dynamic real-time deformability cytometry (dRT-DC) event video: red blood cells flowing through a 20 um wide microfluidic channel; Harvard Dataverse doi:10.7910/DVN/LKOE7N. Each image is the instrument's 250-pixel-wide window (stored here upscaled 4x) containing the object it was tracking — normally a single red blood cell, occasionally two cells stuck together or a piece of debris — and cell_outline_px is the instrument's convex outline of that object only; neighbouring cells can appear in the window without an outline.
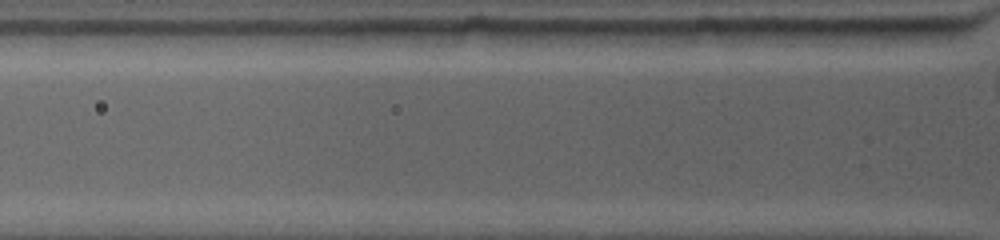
{"species": "common noctule bat (a hibernating species)", "species_latin": "Nyctalus noctula", "temperature_condition": "warm", "stored_images_in_passage": 3, "camera_frame_rate_fps": 4500, "um_per_image_px": 0.085, "animal": {"sex": "female", "body_mass_g": 19.0, "forearm_length_mm": 53.3}, "frame": {"image": 1, "passage_image": 3, "time_ms": 0.667, "image_size_px": [1000, 240], "cell_outline_px": [[956, 28], [948, 36], [932, 44], [820, 44], [812, 28]], "centroid_in_image_um": [74.9, 3.03], "position_along_channel_um": 50.9, "area_um2": 15.03}}